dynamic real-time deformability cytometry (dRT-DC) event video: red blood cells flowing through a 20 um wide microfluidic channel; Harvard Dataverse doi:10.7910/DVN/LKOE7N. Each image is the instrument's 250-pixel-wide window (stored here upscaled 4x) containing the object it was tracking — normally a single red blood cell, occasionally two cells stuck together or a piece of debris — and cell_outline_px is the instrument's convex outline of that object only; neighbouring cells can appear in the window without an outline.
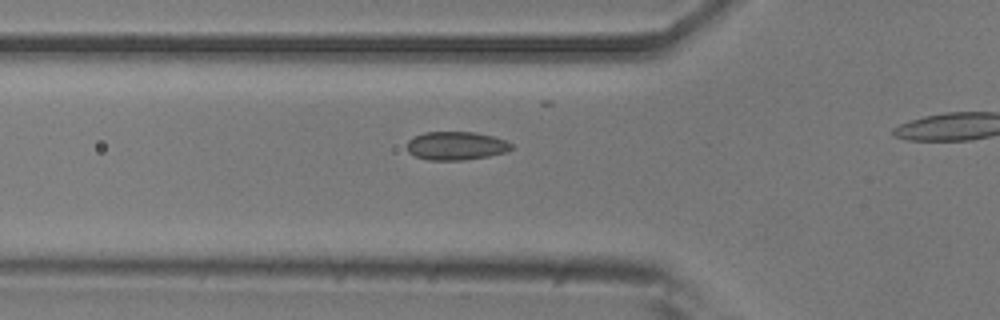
{"species": "common noctule bat (a hibernating species)", "species_latin": "Nyctalus noctula", "temperature_condition": "room temperature", "stored_images_in_passage": 18, "camera_frame_rate_fps": 3000, "um_per_image_px": 0.085, "animal": {"sex": "male", "body_mass_g": 20.5, "forearm_length_mm": 52.5}, "frame": {"image": 1, "passage_image": 13, "time_ms": 4.0, "image_size_px": [1000, 320], "cell_outline_px": [[512, 148], [508, 152], [488, 156], [464, 160], [428, 160], [416, 156], [408, 152], [408, 140], [412, 136], [424, 132], [476, 132], [496, 136], [512, 144]], "centroid_in_image_um": [38.78, 12.38], "position_along_channel_um": 87.0, "area_um2": 17.46}}
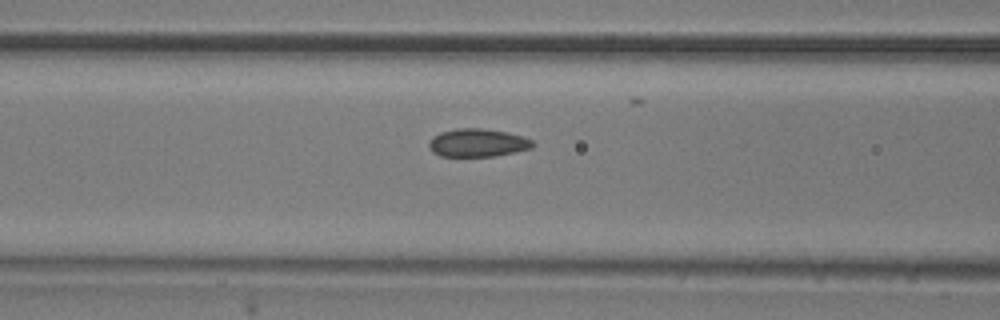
{"frame": {"image": 2, "passage_image": 16, "time_ms": 5.0, "image_size_px": [1000, 320], "cell_outline_px": [[536, 144], [532, 148], [516, 152], [496, 156], [440, 156], [432, 152], [428, 148], [428, 144], [432, 136], [440, 132], [456, 128], [480, 128], [508, 132], [524, 136], [532, 140]], "centroid_in_image_um": [40.6, 12.13], "position_along_channel_um": 126.0, "area_um2": 17.28}}